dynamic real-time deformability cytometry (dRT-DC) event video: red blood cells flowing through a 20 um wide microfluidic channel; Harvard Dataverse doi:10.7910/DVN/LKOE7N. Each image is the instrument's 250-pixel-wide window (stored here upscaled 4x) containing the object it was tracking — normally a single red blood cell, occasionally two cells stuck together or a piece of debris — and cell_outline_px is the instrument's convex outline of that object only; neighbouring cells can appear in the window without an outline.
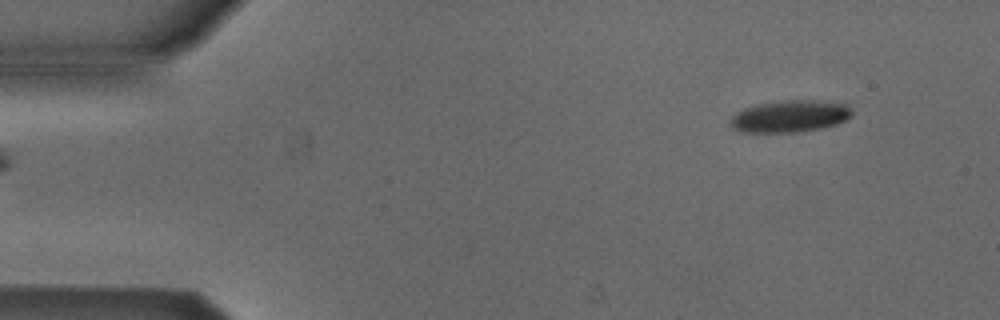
{"species": "Egyptian fruit bat (a non-hibernating species)", "species_latin": "Rousettus aegyptiacus", "temperature_condition": "cold", "stored_images_in_passage": 6, "segment_of_instrument_passage": [2, 2], "camera_frame_rate_fps": 3000, "um_per_image_px": 0.085, "animal": {"sex": "male"}, "frame": {"image": 1, "passage_image": 6, "time_ms": 1.667, "image_size_px": [1000, 320], "cell_outline_px": [[852, 116], [836, 124], [820, 128], [796, 132], [740, 132], [732, 128], [728, 124], [732, 116], [736, 112], [744, 108], [756, 104], [784, 100], [824, 100], [848, 104], [852, 112]], "centroid_in_image_um": [67.12, 9.87], "position_along_channel_um": 17.9, "area_um2": 22.89}}